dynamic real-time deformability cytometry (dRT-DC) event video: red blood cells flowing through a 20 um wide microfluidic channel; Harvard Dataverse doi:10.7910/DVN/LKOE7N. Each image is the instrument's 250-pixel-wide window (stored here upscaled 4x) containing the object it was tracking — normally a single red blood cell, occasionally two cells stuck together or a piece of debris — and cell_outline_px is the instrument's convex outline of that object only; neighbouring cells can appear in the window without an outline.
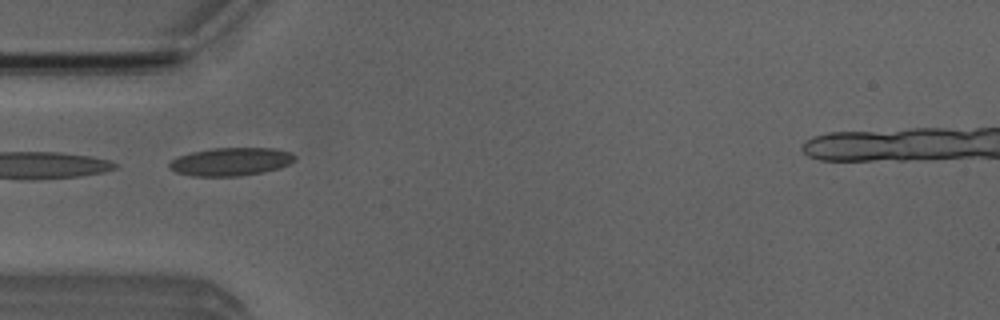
{"species": "Egyptian fruit bat (a non-hibernating species)", "species_latin": "Rousettus aegyptiacus", "temperature_condition": "room temperature", "stored_images_in_passage": 25, "camera_frame_rate_fps": 3000, "um_per_image_px": 0.085, "animal": {"sex": "male"}, "frame": {"image": 1, "passage_image": 1, "time_ms": 0.0, "image_size_px": [1000, 320], "cell_outline_px": [[296, 160], [280, 168], [264, 172], [240, 176], [192, 176], [176, 172], [168, 168], [168, 164], [172, 160], [180, 156], [192, 152], [212, 148], [276, 148], [288, 152], [296, 156]], "centroid_in_image_um": [19.63, 13.74], "position_along_channel_um": 65.4, "area_um2": 20.58}, "authors_computed_cell_mechanics": {"area_um2": 19.4786, "velocity_mm_per_s": 3.9677, "shape_relaxation_time_tau1_ms": 6.477, "shape_relaxation_time_tau2_ms": 1.6121, "deformation_change_tau1": 0.1494, "deformation_change_tau2": 0.0804}}